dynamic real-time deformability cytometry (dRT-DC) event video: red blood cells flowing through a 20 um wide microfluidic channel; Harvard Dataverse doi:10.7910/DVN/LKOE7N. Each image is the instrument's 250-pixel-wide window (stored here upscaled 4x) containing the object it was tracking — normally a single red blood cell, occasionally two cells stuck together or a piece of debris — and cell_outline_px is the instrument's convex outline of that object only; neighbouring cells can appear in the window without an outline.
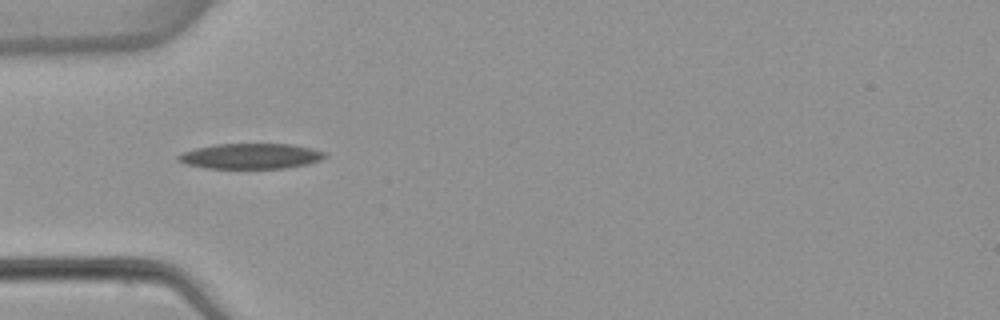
{"species": "common noctule bat (a hibernating species)", "species_latin": "Nyctalus noctula", "temperature_condition": "warm", "stored_images_in_passage": 5, "camera_frame_rate_fps": 3000, "um_per_image_px": 0.085, "animal": {"sex": "female", "body_mass_g": 22.7, "forearm_length_mm": 54.2}, "frame": {"image": 1, "passage_image": 3, "time_ms": 2.667, "image_size_px": [1000, 320], "cell_outline_px": [[324, 156], [320, 160], [308, 164], [284, 168], [208, 168], [184, 164], [176, 160], [176, 156], [180, 152], [196, 148], [216, 144], [292, 144], [312, 148], [324, 152]], "centroid_in_image_um": [21.25, 13.27], "position_along_channel_um": 63.8, "area_um2": 21.73}}
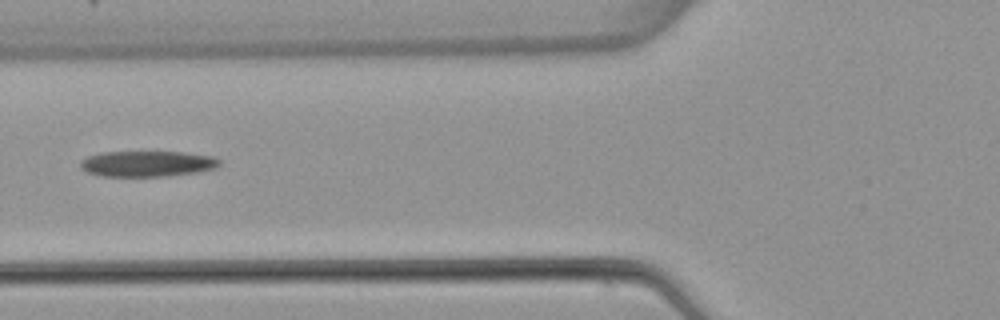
{"frame": {"image": 2, "passage_image": 4, "time_ms": 4.0, "image_size_px": [1000, 320], "cell_outline_px": [[220, 164], [216, 168], [196, 172], [164, 176], [104, 176], [88, 172], [80, 168], [80, 160], [88, 156], [100, 152], [184, 152], [212, 156], [220, 160]], "centroid_in_image_um": [12.5, 13.91], "position_along_channel_um": 113.3, "area_um2": 20.81}}
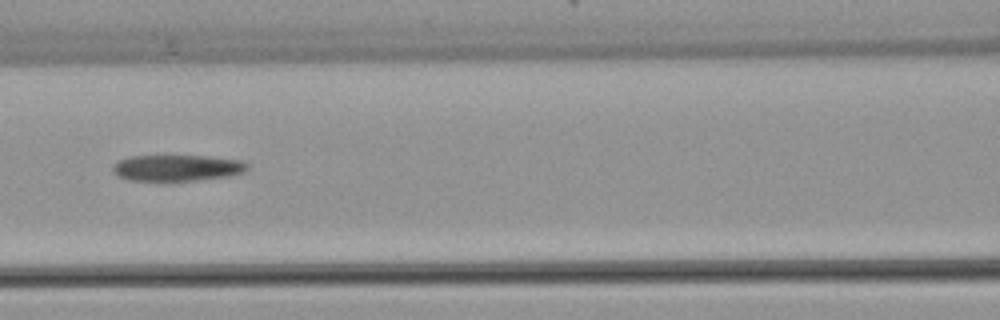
{"frame": {"image": 3, "passage_image": 5, "time_ms": 5.0, "image_size_px": [1000, 320], "cell_outline_px": [[248, 168], [244, 172], [228, 176], [168, 184], [128, 180], [112, 172], [112, 164], [116, 160], [128, 156], [204, 156], [240, 160], [248, 164]], "centroid_in_image_um": [14.96, 14.31], "position_along_channel_um": 151.6, "area_um2": 21.5}}